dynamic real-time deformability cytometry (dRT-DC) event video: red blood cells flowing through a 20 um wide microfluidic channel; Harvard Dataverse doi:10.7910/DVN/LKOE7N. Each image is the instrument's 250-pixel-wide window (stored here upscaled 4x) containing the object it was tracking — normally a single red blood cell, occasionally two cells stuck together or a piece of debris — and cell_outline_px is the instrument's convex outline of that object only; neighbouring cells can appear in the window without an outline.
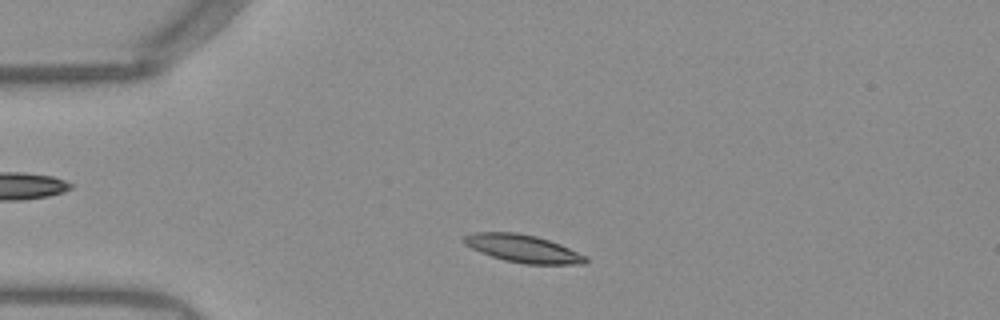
{"species": "Egyptian fruit bat (a non-hibernating species)", "species_latin": "Rousettus aegyptiacus", "temperature_condition": "warm", "stored_images_in_passage": 39, "camera_frame_rate_fps": 3000, "um_per_image_px": 0.085, "frame": {"image": 1, "passage_image": 6, "time_ms": 1.667, "image_size_px": [1000, 320], "cell_outline_px": [[588, 260], [584, 264], [524, 264], [504, 260], [480, 252], [464, 244], [460, 240], [464, 236], [476, 232], [516, 232], [536, 236], [560, 244], [588, 256]], "centroid_in_image_um": [44.45, 21.13], "position_along_channel_um": 40.5, "area_um2": 19.71}}
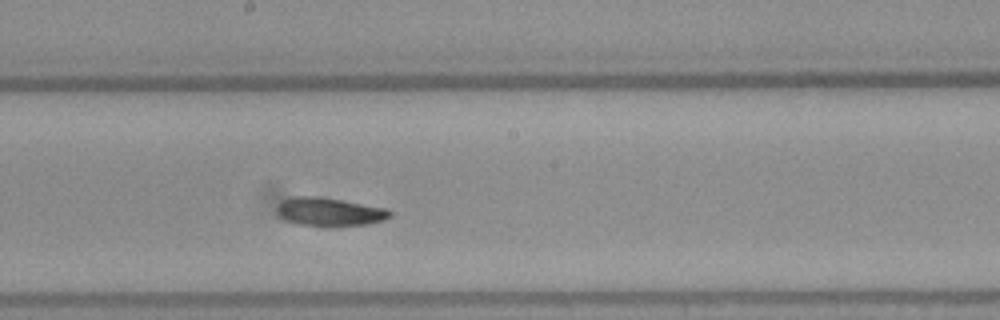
{"frame": {"image": 2, "passage_image": 22, "time_ms": 7.0, "image_size_px": [1000, 320], "cell_outline_px": [[392, 216], [384, 220], [368, 224], [300, 224], [284, 220], [276, 212], [276, 208], [284, 200], [292, 196], [320, 196], [388, 208], [392, 212]], "centroid_in_image_um": [28.03, 17.96], "position_along_channel_um": 220.2, "area_um2": 18.26}}
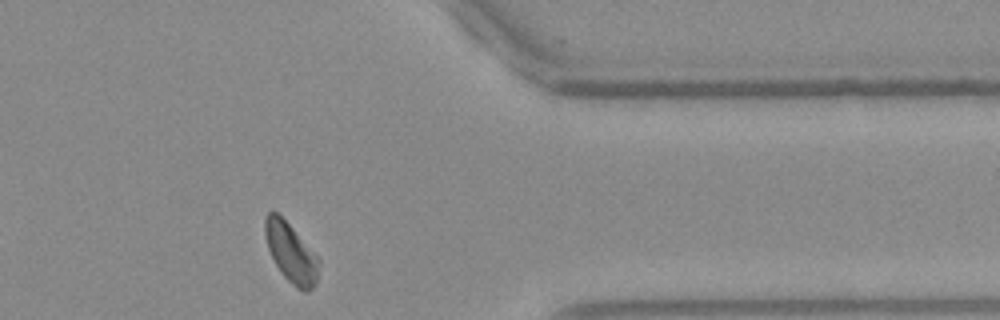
{"frame": {"image": 3, "passage_image": 36, "time_ms": 11.667, "image_size_px": [1000, 320], "cell_outline_px": [[320, 264], [316, 280], [312, 288], [308, 292], [304, 292], [296, 288], [284, 276], [276, 264], [268, 248], [264, 236], [264, 216], [268, 212], [276, 212], [292, 228], [320, 260]], "centroid_in_image_um": [24.71, 21.49], "position_along_channel_um": 386.7, "area_um2": 18.26}, "authors_computed_cell_mechanics": {"area_um2": 18.785, "velocity_mm_per_s": 3.9124, "shape_relaxation_time_tau1_ms": 8.394, "shape_relaxation_time_tau2_ms": 3.5252, "deformation_change_tau1": 0.185, "deformation_change_tau2": 0.0916}}